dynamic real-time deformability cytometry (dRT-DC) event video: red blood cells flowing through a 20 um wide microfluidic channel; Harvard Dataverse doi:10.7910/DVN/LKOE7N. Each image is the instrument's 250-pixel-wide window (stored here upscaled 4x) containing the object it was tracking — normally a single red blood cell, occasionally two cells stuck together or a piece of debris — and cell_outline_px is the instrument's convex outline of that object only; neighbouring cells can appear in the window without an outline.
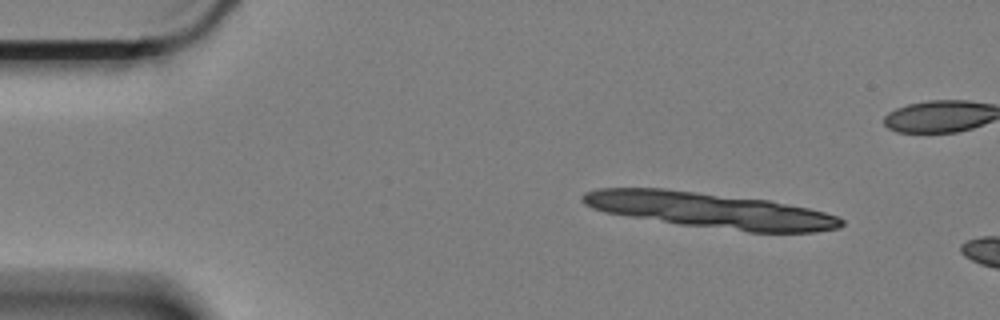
{"species": "Egyptian fruit bat (a non-hibernating species)", "species_latin": "Rousettus aegyptiacus", "temperature_condition": "cold", "stored_images_in_passage": 2, "camera_frame_rate_fps": 3000, "um_per_image_px": 0.085, "animal": {"sex": "female"}, "frame": {"image": 1, "passage_image": 1, "time_ms": 0.0, "image_size_px": [1000, 320], "cell_outline_px": [[840, 224], [824, 228], [792, 232], [776, 232], [676, 220], [712, 200], [744, 200], [772, 204], [796, 208], [816, 212], [840, 220]], "centroid_in_image_um": [64.49, 18.41], "position_along_channel_um": 20.5, "area_um2": 24.16}}